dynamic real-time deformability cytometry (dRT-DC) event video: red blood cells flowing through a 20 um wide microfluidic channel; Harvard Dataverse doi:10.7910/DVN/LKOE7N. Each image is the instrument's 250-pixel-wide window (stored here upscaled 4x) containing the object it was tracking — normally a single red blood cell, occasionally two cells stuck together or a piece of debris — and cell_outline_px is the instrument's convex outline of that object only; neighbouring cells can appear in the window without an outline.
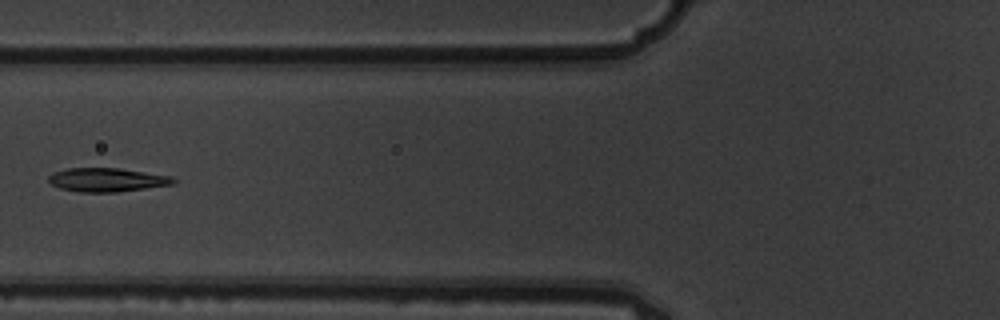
{"species": "common noctule bat (a hibernating species)", "species_latin": "Nyctalus noctula", "temperature_condition": "warm", "stored_images_in_passage": 6, "camera_frame_rate_fps": 3000, "um_per_image_px": 0.085, "animal": {"sex": "male", "body_mass_g": 19.5, "forearm_length_mm": 54.6}, "frame": {"image": 1, "passage_image": 5, "time_ms": 1.333, "image_size_px": [1000, 320], "cell_outline_px": [[176, 180], [172, 184], [116, 192], [80, 192], [60, 188], [52, 184], [48, 180], [48, 176], [52, 172], [68, 168], [116, 168], [172, 176]], "centroid_in_image_um": [9.04, 15.28], "position_along_channel_um": 116.8, "area_um2": 17.05}}
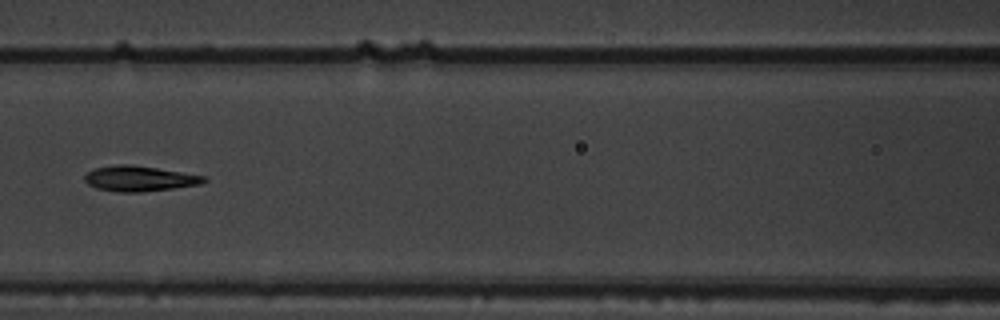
{"frame": {"image": 2, "passage_image": 6, "time_ms": 1.667, "image_size_px": [1000, 320], "cell_outline_px": [[208, 180], [204, 184], [140, 192], [120, 192], [96, 188], [88, 184], [84, 180], [84, 176], [88, 172], [96, 168], [116, 164], [128, 164], [156, 168], [204, 176]], "centroid_in_image_um": [11.85, 15.18], "position_along_channel_um": 154.8, "area_um2": 17.46}}